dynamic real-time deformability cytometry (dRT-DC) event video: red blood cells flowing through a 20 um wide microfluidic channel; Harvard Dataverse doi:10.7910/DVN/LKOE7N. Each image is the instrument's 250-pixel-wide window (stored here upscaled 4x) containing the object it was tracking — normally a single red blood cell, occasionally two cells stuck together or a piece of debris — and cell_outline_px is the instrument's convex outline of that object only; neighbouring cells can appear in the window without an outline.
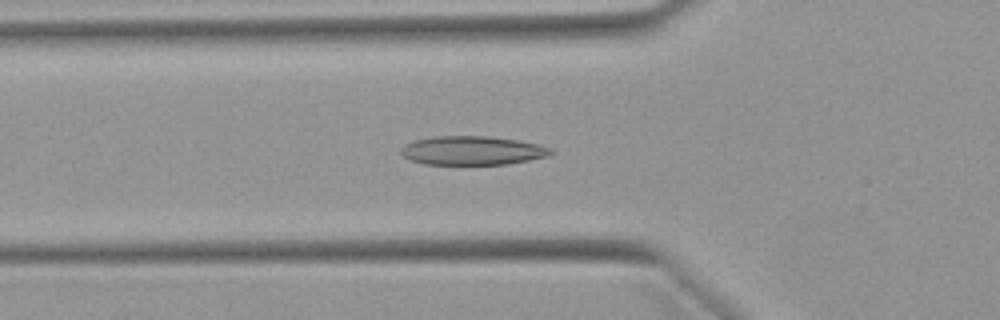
{"species": "Egyptian fruit bat (a non-hibernating species)", "species_latin": "Rousettus aegyptiacus", "temperature_condition": "warm", "stored_images_in_passage": 25, "camera_frame_rate_fps": 3000, "um_per_image_px": 0.085, "animal": {"sex": "female"}, "frame": {"image": 1, "passage_image": 9, "time_ms": 2.667, "image_size_px": [1000, 320], "cell_outline_px": [[552, 152], [548, 156], [508, 164], [424, 164], [412, 160], [404, 156], [400, 152], [400, 148], [404, 144], [416, 140], [436, 136], [488, 136], [516, 140], [536, 144], [552, 148]], "centroid_in_image_um": [40.13, 12.79], "position_along_channel_um": 85.7, "area_um2": 24.97}}
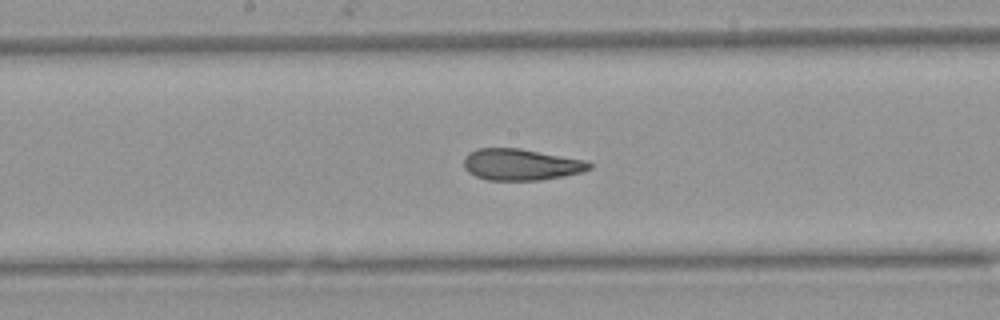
{"frame": {"image": 2, "passage_image": 18, "time_ms": 5.667, "image_size_px": [1000, 320], "cell_outline_px": [[592, 168], [584, 172], [564, 176], [540, 180], [488, 180], [476, 176], [468, 172], [464, 168], [464, 156], [468, 152], [476, 148], [520, 148], [588, 160], [592, 164]], "centroid_in_image_um": [44.31, 13.98], "position_along_channel_um": 203.9, "area_um2": 23.35}}
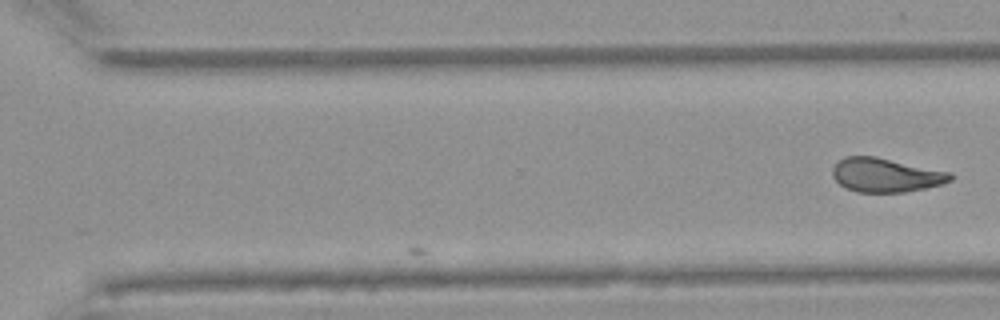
{"frame": {"image": 3, "passage_image": 25, "time_ms": 8.0, "image_size_px": [1000, 320], "cell_outline_px": [[956, 176], [952, 180], [944, 184], [904, 192], [856, 192], [840, 184], [832, 176], [832, 168], [844, 156], [876, 156], [952, 172]], "centroid_in_image_um": [75.34, 14.87], "position_along_channel_um": 295.3, "area_um2": 23.52}}